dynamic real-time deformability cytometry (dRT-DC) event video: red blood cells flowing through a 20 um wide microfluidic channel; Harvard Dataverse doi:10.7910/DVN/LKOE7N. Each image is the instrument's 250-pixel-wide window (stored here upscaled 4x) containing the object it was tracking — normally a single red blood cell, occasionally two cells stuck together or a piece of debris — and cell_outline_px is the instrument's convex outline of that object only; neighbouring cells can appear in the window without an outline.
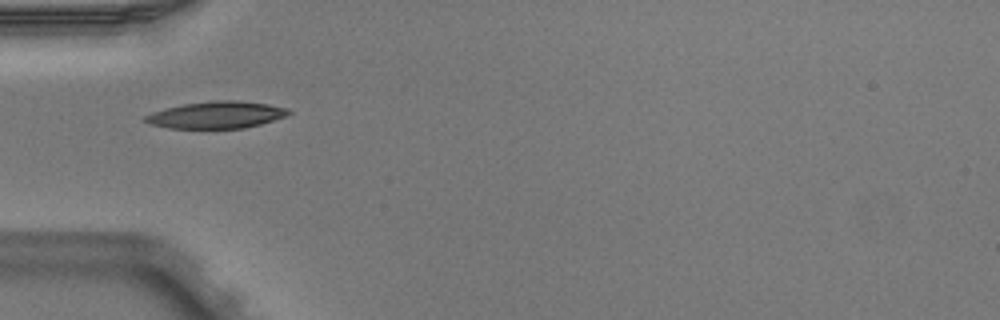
{"species": "Egyptian fruit bat (a non-hibernating species)", "species_latin": "Rousettus aegyptiacus", "temperature_condition": "warm", "stored_images_in_passage": 4, "camera_frame_rate_fps": 3000, "um_per_image_px": 0.085, "animal": {"sex": "male"}, "frame": {"image": 1, "passage_image": 4, "time_ms": 1.0, "image_size_px": [1000, 320], "cell_outline_px": [[292, 112], [288, 116], [260, 124], [244, 128], [168, 128], [148, 124], [140, 120], [144, 116], [152, 112], [164, 108], [184, 104], [212, 100], [240, 100], [268, 104], [288, 108]], "centroid_in_image_um": [18.37, 9.76], "position_along_channel_um": 66.6, "area_um2": 22.83}}